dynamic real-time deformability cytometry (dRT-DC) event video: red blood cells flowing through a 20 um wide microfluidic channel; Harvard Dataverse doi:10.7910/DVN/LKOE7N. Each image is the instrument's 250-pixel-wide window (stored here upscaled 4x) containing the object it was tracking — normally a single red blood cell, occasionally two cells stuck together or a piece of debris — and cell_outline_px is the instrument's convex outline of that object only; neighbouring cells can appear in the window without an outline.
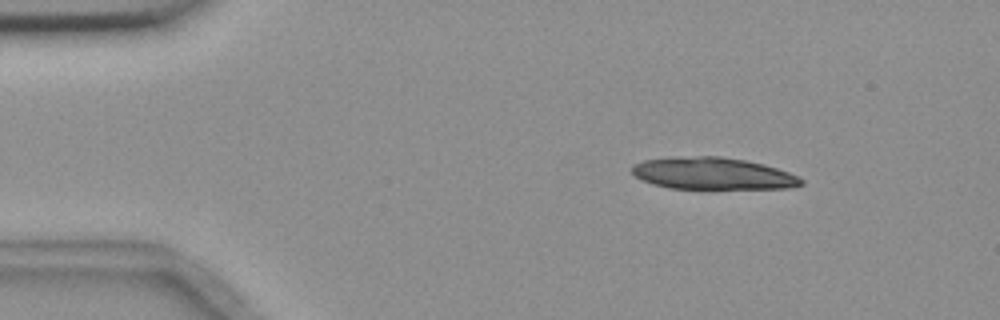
{"species": "common noctule bat (a hibernating species)", "species_latin": "Nyctalus noctula", "temperature_condition": "room temperature", "stored_images_in_passage": 4, "camera_frame_rate_fps": 3000, "um_per_image_px": 0.085, "animal": {"sex": "female", "body_mass_g": 18.4}, "frame": {"image": 1, "passage_image": 2, "time_ms": 1.333, "image_size_px": [1000, 320], "cell_outline_px": [[804, 184], [788, 188], [668, 188], [652, 184], [640, 180], [632, 172], [632, 164], [644, 160], [676, 156], [720, 156], [744, 160], [764, 164], [800, 176], [804, 180]], "centroid_in_image_um": [60.57, 14.74], "position_along_channel_um": 24.4, "area_um2": 31.62}}